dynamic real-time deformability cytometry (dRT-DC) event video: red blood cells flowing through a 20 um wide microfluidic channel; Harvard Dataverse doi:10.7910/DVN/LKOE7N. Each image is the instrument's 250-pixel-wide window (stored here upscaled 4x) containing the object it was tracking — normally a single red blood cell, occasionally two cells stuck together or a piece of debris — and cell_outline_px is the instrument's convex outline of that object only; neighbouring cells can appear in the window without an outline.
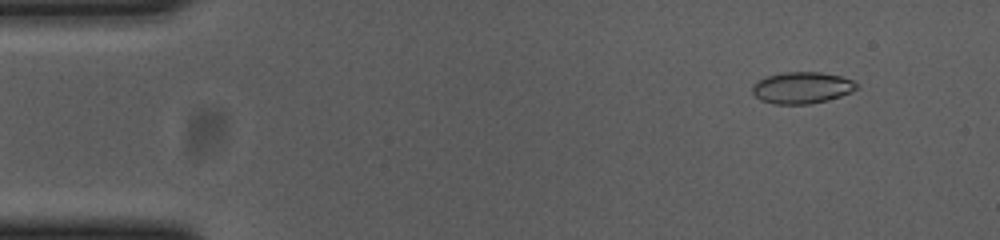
{"species": "common noctule bat (a hibernating species)", "species_latin": "Nyctalus noctula", "temperature_condition": "cold", "stored_images_in_passage": 56, "camera_frame_rate_fps": 3000, "um_per_image_px": 0.085, "animal": {"sex": "female", "body_mass_g": 23.0, "forearm_length_mm": 53.4}, "frame": {"image": 1, "passage_image": 6, "time_ms": 1.667, "image_size_px": [1000, 240], "cell_outline_px": [[856, 88], [852, 92], [828, 100], [808, 104], [776, 104], [760, 100], [752, 92], [752, 88], [760, 80], [768, 76], [784, 72], [820, 72], [840, 76], [852, 80], [856, 84]], "centroid_in_image_um": [68.17, 7.46], "position_along_channel_um": 16.8, "area_um2": 18.9}}
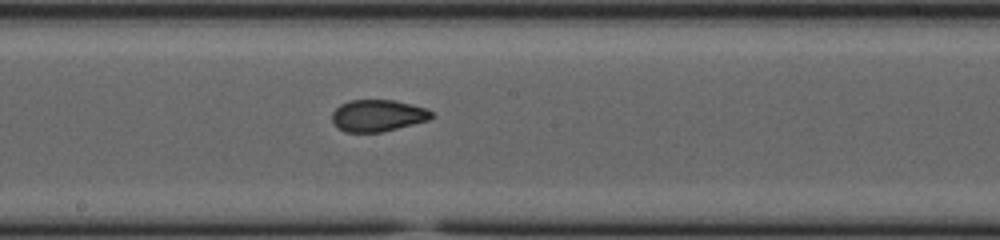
{"frame": {"image": 2, "passage_image": 30, "time_ms": 9.667, "image_size_px": [1000, 240], "cell_outline_px": [[436, 116], [428, 120], [384, 132], [344, 132], [332, 120], [332, 112], [340, 104], [348, 100], [396, 100], [428, 108]], "centroid_in_image_um": [32.15, 9.81], "position_along_channel_um": 216.0, "area_um2": 18.61}}
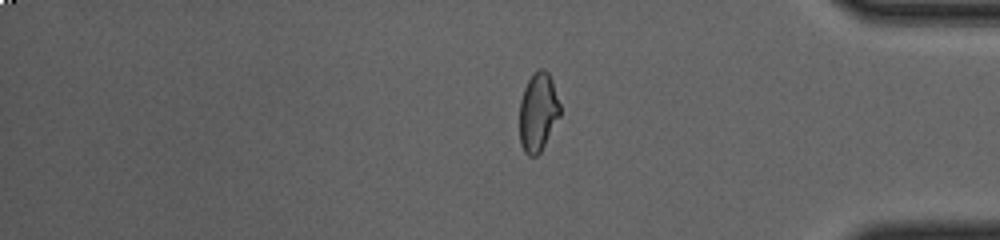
{"frame": {"image": 3, "passage_image": 46, "time_ms": 15.0, "image_size_px": [1000, 240], "cell_outline_px": [[560, 116], [540, 152], [536, 156], [528, 156], [524, 152], [520, 144], [520, 100], [524, 88], [532, 72], [540, 68], [544, 68], [548, 72], [552, 80], [560, 104]], "centroid_in_image_um": [45.73, 9.51], "position_along_channel_um": 389.5, "area_um2": 18.67}, "authors_computed_cell_mechanics": {"area_um2": 18.9006, "velocity_mm_per_s": 3.6963, "shape_relaxation_time_tau1_ms": 11.3731, "shape_relaxation_time_tau2_ms": 1.4494, "deformation_change_tau1": 0.2112, "deformation_change_tau2": 0.0523}}